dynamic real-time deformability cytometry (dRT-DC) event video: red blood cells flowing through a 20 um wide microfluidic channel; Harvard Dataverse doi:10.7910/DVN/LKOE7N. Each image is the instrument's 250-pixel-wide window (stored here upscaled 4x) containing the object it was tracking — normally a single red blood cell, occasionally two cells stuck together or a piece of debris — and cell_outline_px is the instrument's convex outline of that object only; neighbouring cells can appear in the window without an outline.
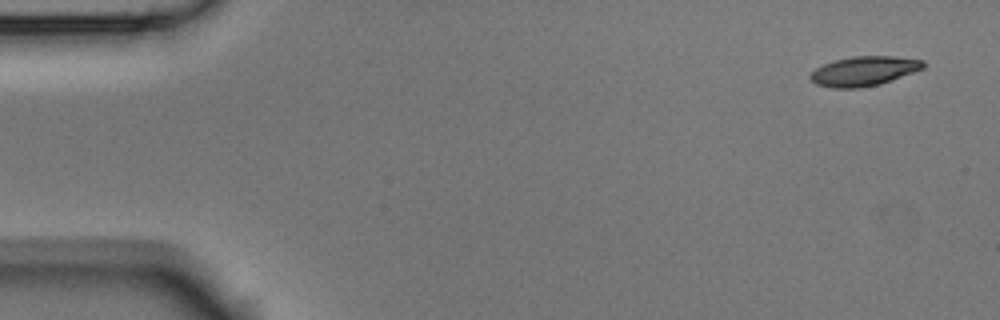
{"species": "Egyptian fruit bat (a non-hibernating species)", "species_latin": "Rousettus aegyptiacus", "temperature_condition": "room temperature", "stored_images_in_passage": 9, "camera_frame_rate_fps": 3000, "um_per_image_px": 0.085, "animal": {"sex": "male"}, "frame": {"image": 1, "passage_image": 1, "time_ms": 0.0, "image_size_px": [1000, 320], "cell_outline_px": [[924, 68], [880, 84], [860, 88], [832, 88], [816, 84], [808, 76], [816, 68], [824, 64], [836, 60], [852, 56], [892, 56], [924, 60]], "centroid_in_image_um": [73.42, 6.04], "position_along_channel_um": 11.6, "area_um2": 19.31}}
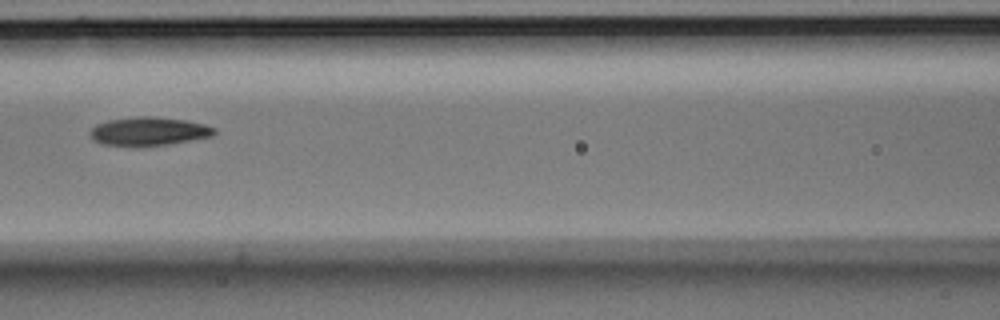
{"frame": {"image": 2, "passage_image": 7, "time_ms": 2.0, "image_size_px": [1000, 320], "cell_outline_px": [[216, 132], [212, 136], [168, 144], [104, 144], [92, 140], [88, 132], [96, 124], [108, 120], [140, 116], [152, 116], [184, 120], [204, 124], [216, 128]], "centroid_in_image_um": [12.64, 11.13], "position_along_channel_um": 154.0, "area_um2": 20.06}}
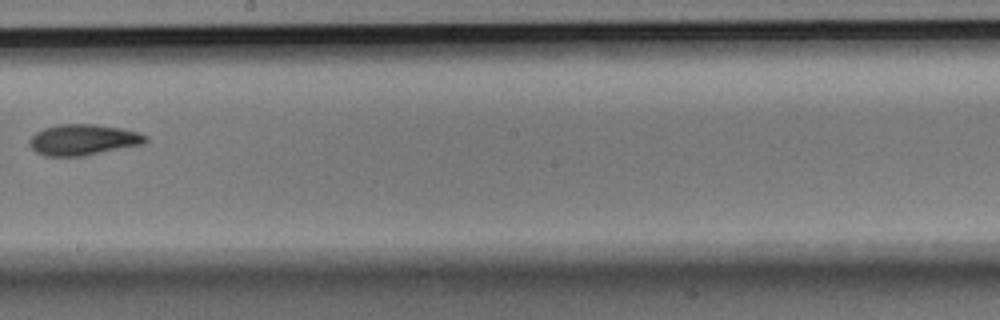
{"frame": {"image": 3, "passage_image": 9, "time_ms": 2.667, "image_size_px": [1000, 320], "cell_outline_px": [[148, 140], [144, 144], [84, 156], [48, 156], [36, 152], [28, 144], [28, 140], [36, 132], [44, 128], [56, 124], [96, 124], [120, 128], [140, 132], [148, 136]], "centroid_in_image_um": [7.09, 11.87], "position_along_channel_um": 241.1, "area_um2": 21.1}}